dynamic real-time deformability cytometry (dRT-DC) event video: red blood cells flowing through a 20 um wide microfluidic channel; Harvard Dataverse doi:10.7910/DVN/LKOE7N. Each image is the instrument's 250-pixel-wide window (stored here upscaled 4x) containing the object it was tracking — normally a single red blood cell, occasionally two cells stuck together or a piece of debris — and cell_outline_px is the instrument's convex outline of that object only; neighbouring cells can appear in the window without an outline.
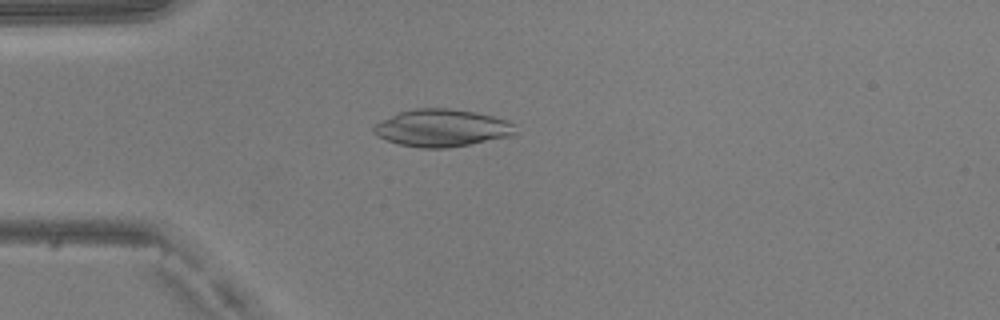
{"species": "common noctule bat (a hibernating species)", "species_latin": "Nyctalus noctula", "temperature_condition": "warm", "stored_images_in_passage": 49, "camera_frame_rate_fps": 3000, "um_per_image_px": 0.085, "animal": {"sex": "male", "body_mass_g": 20.5, "forearm_length_mm": 52.5}, "frame": {"image": 1, "passage_image": 13, "time_ms": 4.0, "image_size_px": [1000, 320], "cell_outline_px": [[516, 132], [512, 136], [472, 144], [448, 148], [420, 148], [400, 144], [376, 136], [372, 132], [372, 128], [376, 124], [396, 112], [416, 108], [448, 108], [476, 112], [508, 120], [516, 124]], "centroid_in_image_um": [37.58, 10.88], "position_along_channel_um": 47.4, "area_um2": 31.15}}
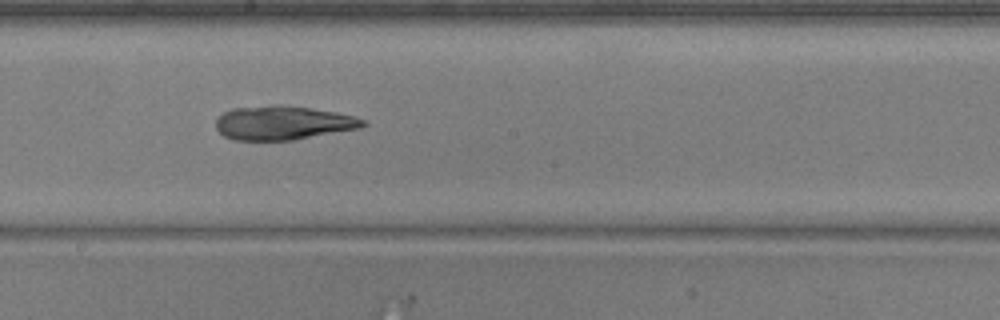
{"frame": {"image": 2, "passage_image": 27, "time_ms": 8.667, "image_size_px": [1000, 320], "cell_outline_px": [[368, 124], [360, 128], [296, 140], [236, 140], [224, 136], [216, 128], [216, 116], [232, 108], [268, 104], [288, 104], [336, 112], [356, 116], [368, 120]], "centroid_in_image_um": [24.09, 10.42], "position_along_channel_um": 224.1, "area_um2": 29.82}}
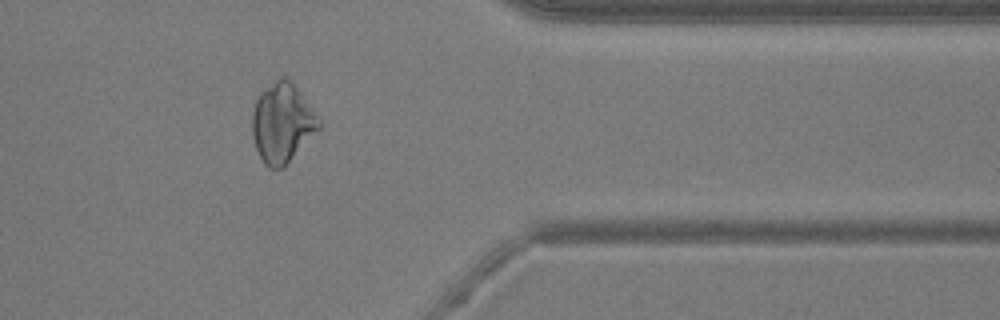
{"frame": {"image": 3, "passage_image": 40, "time_ms": 13.0, "image_size_px": [1000, 320], "cell_outline_px": [[324, 124], [284, 168], [268, 168], [264, 164], [256, 148], [252, 132], [252, 112], [256, 100], [260, 92], [280, 76], [284, 76], [300, 92]], "centroid_in_image_um": [24.0, 10.47], "position_along_channel_um": 387.4, "area_um2": 30.87}}